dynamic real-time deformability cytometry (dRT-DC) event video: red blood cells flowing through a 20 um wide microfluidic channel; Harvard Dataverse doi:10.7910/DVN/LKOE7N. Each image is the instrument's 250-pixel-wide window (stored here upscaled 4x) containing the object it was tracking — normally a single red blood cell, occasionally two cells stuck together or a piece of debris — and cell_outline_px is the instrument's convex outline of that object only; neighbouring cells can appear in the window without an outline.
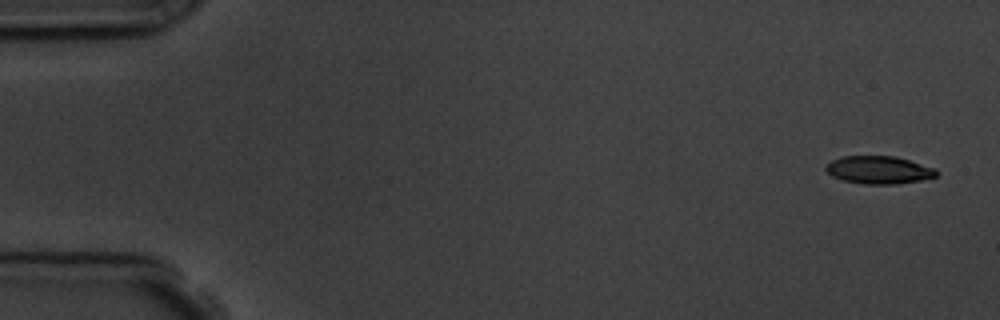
{"species": "common noctule bat (a hibernating species)", "species_latin": "Nyctalus noctula", "temperature_condition": "room temperature", "stored_images_in_passage": 5, "camera_frame_rate_fps": 3000, "um_per_image_px": 0.085, "animal": {"sex": "male", "body_mass_g": 19.5, "forearm_length_mm": 54.6}, "frame": {"image": 1, "passage_image": 1, "time_ms": 0.0, "image_size_px": [1000, 320], "cell_outline_px": [[936, 176], [920, 180], [896, 184], [864, 184], [844, 180], [832, 176], [824, 168], [832, 160], [844, 156], [896, 156], [936, 168]], "centroid_in_image_um": [74.7, 14.44], "position_along_channel_um": 10.3, "area_um2": 17.74}}
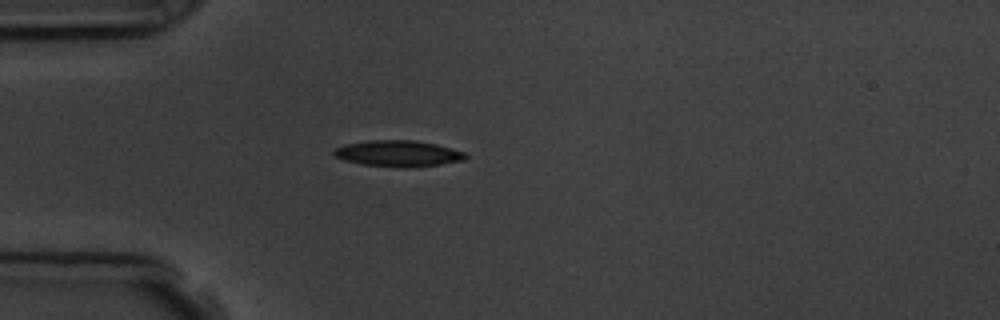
{"frame": {"image": 2, "passage_image": 5, "time_ms": 4.333, "image_size_px": [1000, 320], "cell_outline_px": [[468, 156], [464, 160], [440, 164], [408, 168], [396, 168], [360, 164], [344, 160], [336, 156], [332, 152], [336, 148], [344, 144], [368, 140], [416, 140], [436, 144], [464, 152]], "centroid_in_image_um": [33.83, 13.05], "position_along_channel_um": 51.2, "area_um2": 20.23}}